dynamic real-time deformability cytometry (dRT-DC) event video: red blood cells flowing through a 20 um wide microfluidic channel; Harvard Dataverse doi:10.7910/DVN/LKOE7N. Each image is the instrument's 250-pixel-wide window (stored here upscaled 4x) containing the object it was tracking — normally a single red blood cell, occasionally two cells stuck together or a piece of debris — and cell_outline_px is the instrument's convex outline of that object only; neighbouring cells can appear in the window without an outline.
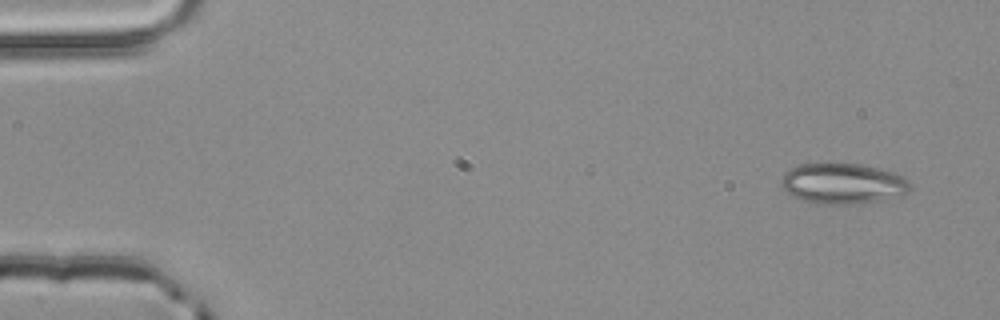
{"species": "common noctule bat (a hibernating species)", "species_latin": "Nyctalus noctula", "temperature_condition": "room temperature", "stored_images_in_passage": 3, "camera_frame_rate_fps": 3000, "um_per_image_px": 0.085, "animal": {"sex": "male", "body_mass_g": 20.4}, "frame": {"image": 1, "passage_image": 1, "time_ms": 0.0, "image_size_px": [1000, 320], "cell_outline_px": [[912, 188], [908, 192], [900, 196], [884, 200], [852, 204], [820, 204], [804, 200], [784, 192], [780, 184], [780, 180], [784, 172], [788, 168], [796, 164], [860, 164], [892, 172], [904, 176], [912, 184]], "centroid_in_image_um": [71.63, 15.61], "position_along_channel_um": 13.4, "area_um2": 30.81}}